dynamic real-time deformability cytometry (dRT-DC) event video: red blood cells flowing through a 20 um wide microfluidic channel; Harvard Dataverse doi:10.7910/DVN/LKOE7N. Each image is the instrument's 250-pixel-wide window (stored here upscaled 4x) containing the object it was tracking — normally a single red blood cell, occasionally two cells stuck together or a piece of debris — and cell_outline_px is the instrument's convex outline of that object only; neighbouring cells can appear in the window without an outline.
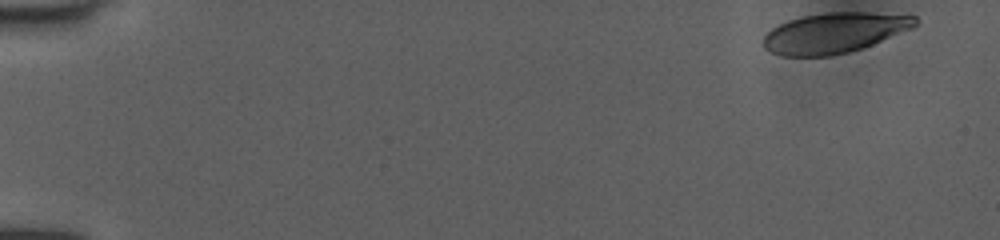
{"species": "human", "species_latin": "Homo sapiens", "temperature_condition": "room temperature", "stored_images_in_passage": 49, "camera_frame_rate_fps": 3000, "um_per_image_px": 0.085, "donor": {"sex": "female"}, "frame": {"image": 1, "passage_image": 1, "time_ms": 0.0, "image_size_px": [1000, 240], "cell_outline_px": [[916, 24], [912, 28], [872, 44], [848, 52], [828, 56], [780, 56], [764, 48], [764, 36], [772, 28], [788, 20], [804, 16], [828, 12], [864, 12], [916, 16]], "centroid_in_image_um": [70.88, 2.79], "position_along_channel_um": 14.1, "area_um2": 35.2}}
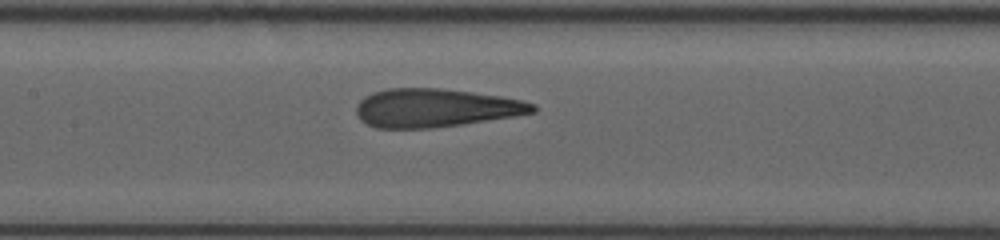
{"frame": {"image": 2, "passage_image": 24, "time_ms": 7.667, "image_size_px": [1000, 240], "cell_outline_px": [[536, 112], [512, 116], [460, 124], [432, 128], [376, 128], [360, 120], [356, 112], [356, 108], [360, 100], [364, 96], [372, 92], [388, 88], [440, 88], [472, 92], [500, 96], [520, 100], [536, 104]], "centroid_in_image_um": [36.97, 9.16], "position_along_channel_um": 170.4, "area_um2": 39.3}}
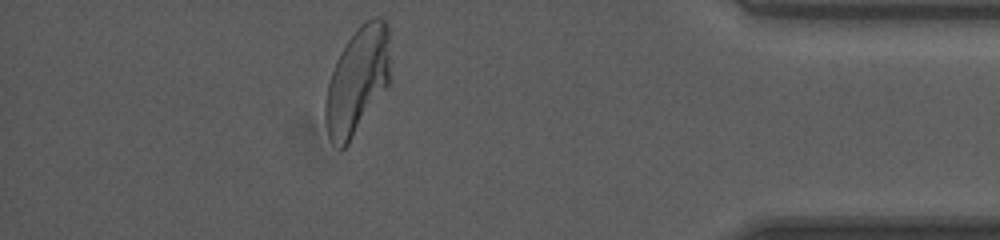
{"frame": {"image": 3, "passage_image": 44, "time_ms": 14.333, "image_size_px": [1000, 240], "cell_outline_px": [[388, 84], [348, 144], [344, 148], [340, 148], [332, 144], [328, 136], [324, 116], [324, 100], [328, 84], [336, 60], [348, 40], [356, 28], [364, 20], [372, 16], [380, 16], [388, 24]], "centroid_in_image_um": [30.34, 6.84], "position_along_channel_um": 404.9, "area_um2": 39.94}, "authors_computed_cell_mechanics": {"area_um2": 39.7086, "velocity_mm_per_s": 4.0372, "shape_relaxation_time_tau1_ms": 5.9116, "shape_relaxation_time_tau2_ms": 0.9503, "deformation_change_tau1": 0.2282, "deformation_change_tau2": 0.0908}}